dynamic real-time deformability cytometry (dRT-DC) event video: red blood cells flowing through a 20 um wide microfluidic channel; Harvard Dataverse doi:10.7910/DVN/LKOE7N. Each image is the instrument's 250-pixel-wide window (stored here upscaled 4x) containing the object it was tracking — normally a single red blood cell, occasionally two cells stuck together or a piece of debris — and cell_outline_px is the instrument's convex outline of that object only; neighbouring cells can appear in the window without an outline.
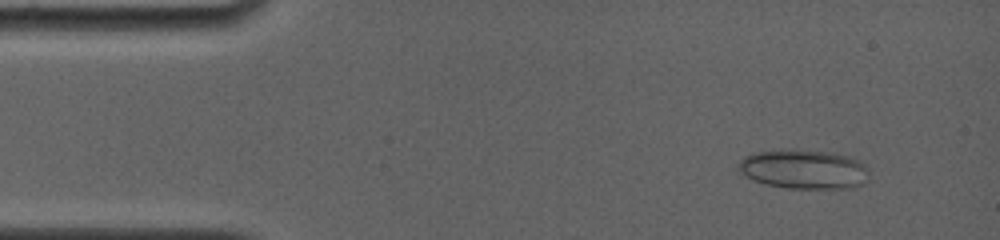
{"species": "common noctule bat (a hibernating species)", "species_latin": "Nyctalus noctula", "temperature_condition": "room temperature", "stored_images_in_passage": 40, "camera_frame_rate_fps": 4000, "um_per_image_px": 0.085, "animal": {"sex": "female", "body_mass_g": 19.0, "forearm_length_mm": 56.7}, "frame": {"image": 1, "passage_image": 4, "time_ms": 1.25, "image_size_px": [1000, 240], "cell_outline_px": [[868, 172], [864, 184], [856, 188], [784, 188], [764, 184], [752, 180], [736, 172], [736, 168], [740, 160], [744, 156], [752, 152], [832, 152], [848, 156], [860, 160], [868, 168]], "centroid_in_image_um": [68.31, 14.43], "position_along_channel_um": 16.7, "area_um2": 29.65}}
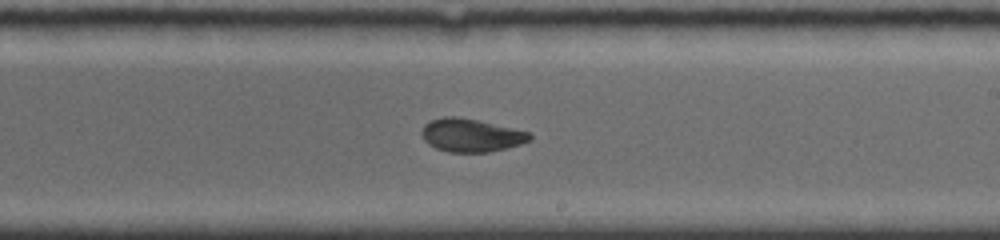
{"frame": {"image": 2, "passage_image": 24, "time_ms": 9.5, "image_size_px": [1000, 240], "cell_outline_px": [[532, 140], [520, 144], [488, 152], [448, 152], [436, 148], [428, 144], [424, 140], [420, 132], [424, 124], [432, 120], [444, 116], [456, 116], [480, 120], [528, 132], [532, 136]], "centroid_in_image_um": [40.01, 11.49], "position_along_channel_um": 249.0, "area_um2": 20.87}}
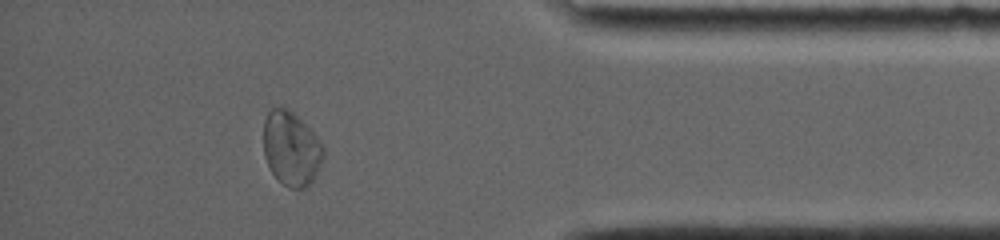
{"frame": {"image": 3, "passage_image": 35, "time_ms": 14.25, "image_size_px": [1000, 240], "cell_outline_px": [[324, 156], [312, 180], [304, 188], [288, 188], [272, 172], [264, 156], [264, 120], [268, 112], [272, 108], [288, 108], [324, 144]], "centroid_in_image_um": [24.75, 12.62], "position_along_channel_um": 410.4, "area_um2": 25.43}, "authors_computed_cell_mechanics": {"area_um2": 23.0044, "velocity_mm_per_s": 3.7896, "shape_relaxation_time_tau1_ms": null, "shape_relaxation_time_tau2_ms": 1.4706, "deformation_change_tau1": null, "deformation_change_tau2": 0.0567}}